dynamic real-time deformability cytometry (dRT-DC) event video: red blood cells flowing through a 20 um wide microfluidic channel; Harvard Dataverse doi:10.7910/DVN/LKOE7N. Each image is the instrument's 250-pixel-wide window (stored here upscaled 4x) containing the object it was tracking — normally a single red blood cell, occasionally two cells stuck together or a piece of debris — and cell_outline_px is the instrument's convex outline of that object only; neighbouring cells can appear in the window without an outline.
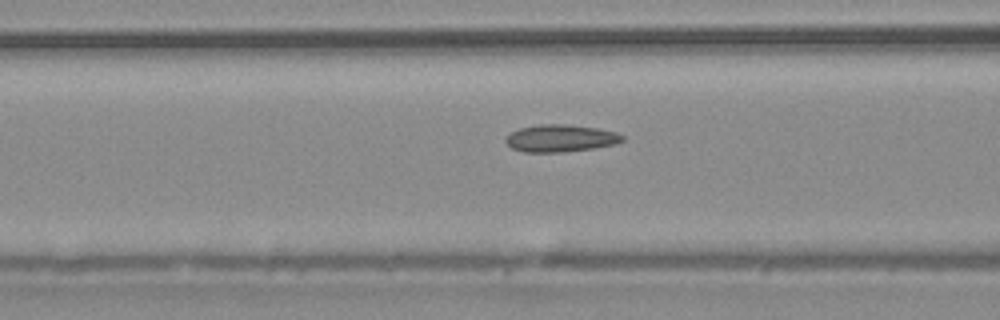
{"species": "common noctule bat (a hibernating species)", "species_latin": "Nyctalus noctula", "temperature_condition": "warm", "stored_images_in_passage": 45, "camera_frame_rate_fps": 3000, "um_per_image_px": 0.085, "animal": {"sex": "male", "body_mass_g": 20.4}, "frame": {"image": 1, "passage_image": 21, "time_ms": 6.667, "image_size_px": [1000, 320], "cell_outline_px": [[624, 140], [616, 144], [592, 148], [560, 152], [524, 152], [512, 148], [504, 140], [512, 132], [520, 128], [540, 124], [564, 124], [596, 128], [616, 132], [624, 136]], "centroid_in_image_um": [47.65, 11.75], "position_along_channel_um": 118.9, "area_um2": 18.32}}
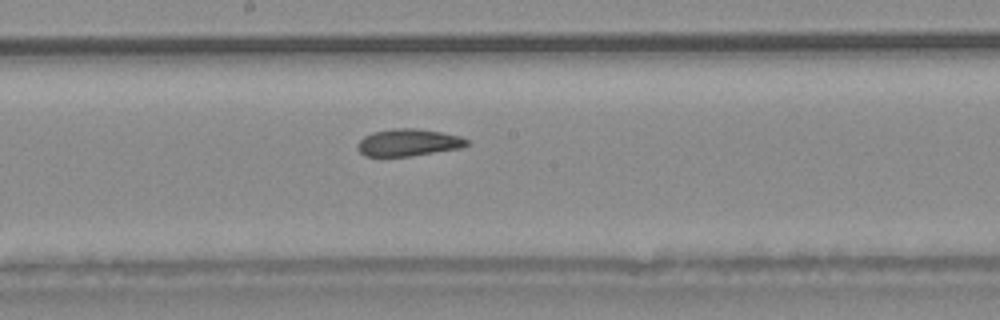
{"frame": {"image": 2, "passage_image": 28, "time_ms": 9.0, "image_size_px": [1000, 320], "cell_outline_px": [[468, 144], [460, 148], [412, 156], [364, 156], [356, 148], [356, 144], [364, 136], [372, 132], [392, 128], [416, 128], [440, 132], [460, 136], [468, 140]], "centroid_in_image_um": [34.67, 12.11], "position_along_channel_um": 213.5, "area_um2": 17.34}}
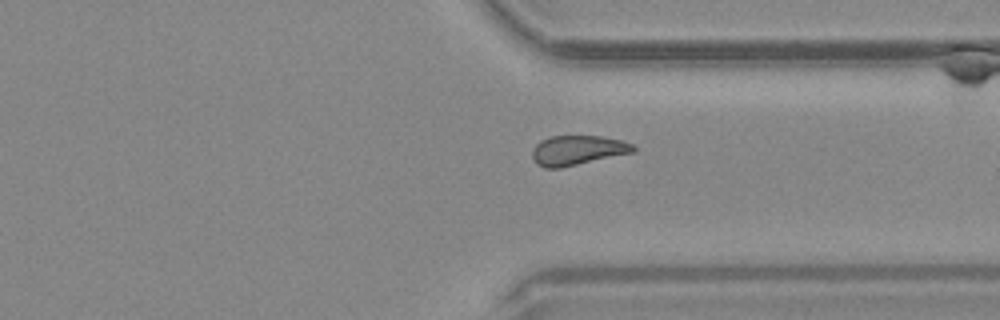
{"frame": {"image": 3, "passage_image": 39, "time_ms": 12.667, "image_size_px": [1000, 320], "cell_outline_px": [[636, 152], [560, 168], [544, 168], [536, 164], [532, 156], [532, 152], [536, 144], [540, 140], [552, 136], [600, 136], [620, 140], [632, 144], [636, 148]], "centroid_in_image_um": [49.09, 12.78], "position_along_channel_um": 362.3, "area_um2": 17.51}, "authors_computed_cell_mechanics": {"area_um2": 18.0914, "velocity_mm_per_s": 4.0561, "shape_relaxation_time_tau1_ms": null, "shape_relaxation_time_tau2_ms": 2.3841, "deformation_change_tau1": null, "deformation_change_tau2": 0.0966}}